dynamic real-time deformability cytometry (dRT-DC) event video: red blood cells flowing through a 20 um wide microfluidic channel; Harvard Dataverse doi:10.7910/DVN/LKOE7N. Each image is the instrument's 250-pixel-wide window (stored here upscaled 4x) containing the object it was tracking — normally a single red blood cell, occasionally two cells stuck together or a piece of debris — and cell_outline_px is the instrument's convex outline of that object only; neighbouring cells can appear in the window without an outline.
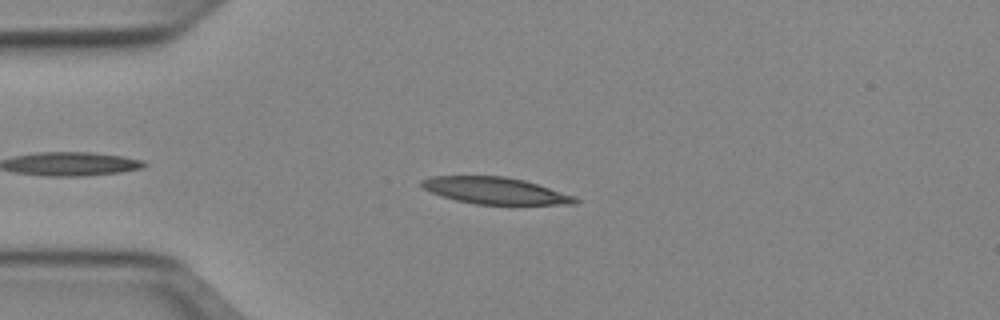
{"species": "Egyptian fruit bat (a non-hibernating species)", "species_latin": "Rousettus aegyptiacus", "temperature_condition": "cold", "stored_images_in_passage": 42, "camera_frame_rate_fps": 3000, "um_per_image_px": 0.085, "animal": {"sex": "female"}, "frame": {"image": 1, "passage_image": 7, "time_ms": 2.0, "image_size_px": [1000, 320], "cell_outline_px": [[580, 200], [576, 204], [476, 204], [456, 200], [440, 196], [424, 188], [420, 184], [420, 180], [432, 176], [504, 176], [524, 180], [576, 196]], "centroid_in_image_um": [42.09, 16.2], "position_along_channel_um": 42.9, "area_um2": 23.81}}
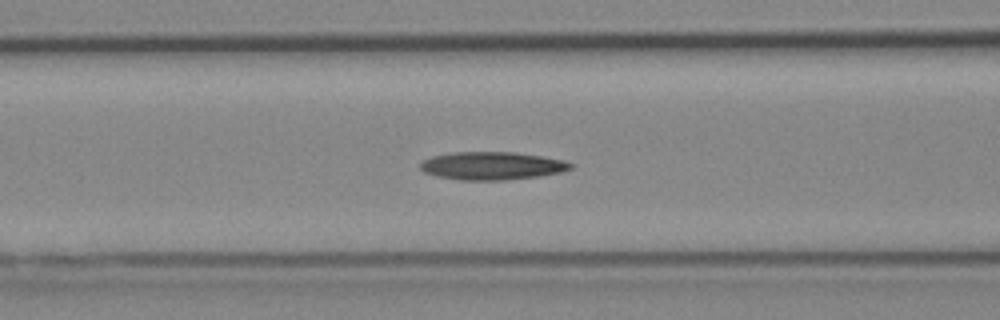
{"frame": {"image": 2, "passage_image": 15, "time_ms": 4.667, "image_size_px": [1000, 320], "cell_outline_px": [[576, 164], [572, 168], [560, 172], [540, 176], [504, 180], [460, 180], [436, 176], [424, 172], [420, 168], [420, 164], [424, 160], [432, 156], [452, 152], [516, 152], [544, 156], [564, 160]], "centroid_in_image_um": [41.85, 14.09], "position_along_channel_um": 124.7, "area_um2": 24.68}}
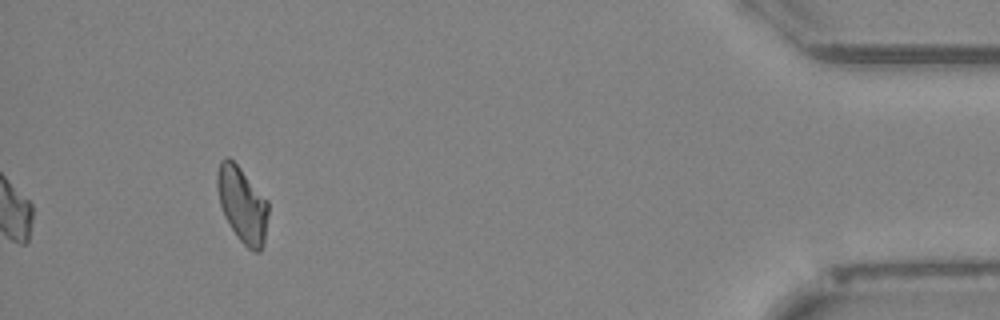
{"frame": {"image": 3, "passage_image": 42, "time_ms": 13.667, "image_size_px": [1000, 320], "cell_outline_px": [[268, 212], [264, 244], [260, 252], [252, 252], [236, 236], [224, 216], [220, 204], [216, 188], [216, 172], [220, 160], [224, 156], [228, 156], [240, 168], [268, 200]], "centroid_in_image_um": [20.58, 17.38], "position_along_channel_um": 414.6, "area_um2": 22.72}, "authors_computed_cell_mechanics": {"area_um2": 23.4668, "velocity_mm_per_s": 3.933, "shape_relaxation_time_tau1_ms": 5.8534, "shape_relaxation_time_tau2_ms": null, "deformation_change_tau1": 0.1717, "deformation_change_tau2": null}}